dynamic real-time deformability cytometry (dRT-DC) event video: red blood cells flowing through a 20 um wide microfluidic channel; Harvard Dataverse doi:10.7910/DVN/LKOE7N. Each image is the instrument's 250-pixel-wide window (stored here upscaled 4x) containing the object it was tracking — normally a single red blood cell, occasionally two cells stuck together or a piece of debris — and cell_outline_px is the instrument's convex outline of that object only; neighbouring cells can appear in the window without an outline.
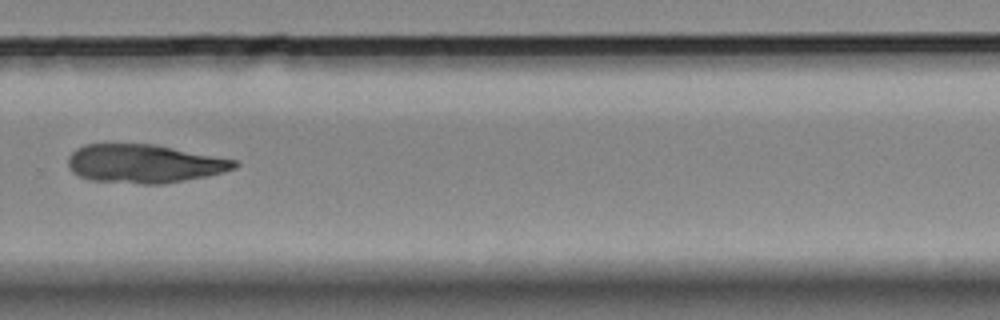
{"species": "Egyptian fruit bat (a non-hibernating species)", "species_latin": "Rousettus aegyptiacus", "temperature_condition": "room temperature", "stored_images_in_passage": 16, "camera_frame_rate_fps": 3000, "um_per_image_px": 0.085, "animal": {"sex": "female"}, "frame": {"image": 1, "passage_image": 12, "time_ms": 13.667, "image_size_px": [1000, 320], "cell_outline_px": [[240, 164], [236, 168], [224, 172], [164, 184], [140, 184], [92, 180], [80, 176], [72, 172], [68, 168], [68, 156], [76, 148], [84, 144], [156, 144], [236, 160]], "centroid_in_image_um": [12.25, 13.9], "position_along_channel_um": 317.6, "area_um2": 37.45}, "authors_computed_cell_mechanics": {"area_um2": 21.0103, "velocity_mm_per_s": 3.5969, "shape_relaxation_time_tau1_ms": null, "shape_relaxation_time_tau2_ms": 1.2296, "deformation_change_tau1": null, "deformation_change_tau2": 0.0525}}